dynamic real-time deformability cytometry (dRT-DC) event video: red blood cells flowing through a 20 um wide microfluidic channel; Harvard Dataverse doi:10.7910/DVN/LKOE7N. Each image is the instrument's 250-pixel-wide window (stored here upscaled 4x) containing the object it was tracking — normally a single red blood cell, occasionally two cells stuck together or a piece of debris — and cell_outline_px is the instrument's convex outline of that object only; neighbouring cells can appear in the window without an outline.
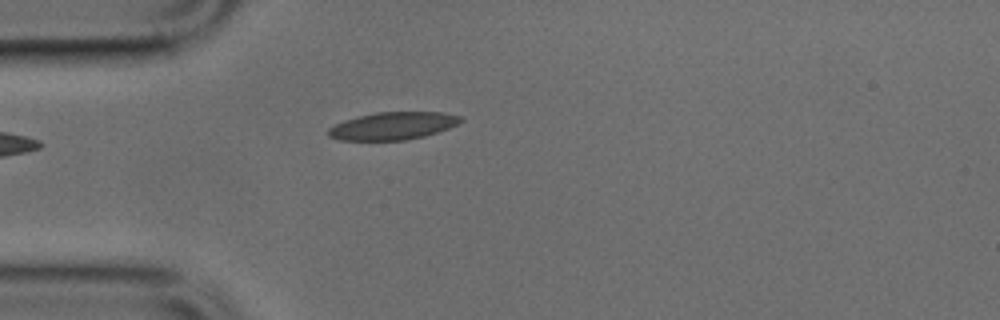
{"species": "common noctule bat (a hibernating species)", "species_latin": "Nyctalus noctula", "temperature_condition": "cold", "stored_images_in_passage": 37, "camera_frame_rate_fps": 3000, "um_per_image_px": 0.085, "animal": {"sex": "male", "body_mass_g": 17.9, "forearm_length_mm": 54.2}, "frame": {"image": 1, "passage_image": 1, "time_ms": 0.0, "image_size_px": [1000, 320], "cell_outline_px": [[464, 120], [448, 128], [424, 136], [404, 140], [340, 140], [328, 136], [328, 128], [344, 120], [376, 112], [444, 112], [464, 116]], "centroid_in_image_um": [33.42, 10.69], "position_along_channel_um": 51.6, "area_um2": 21.21}}
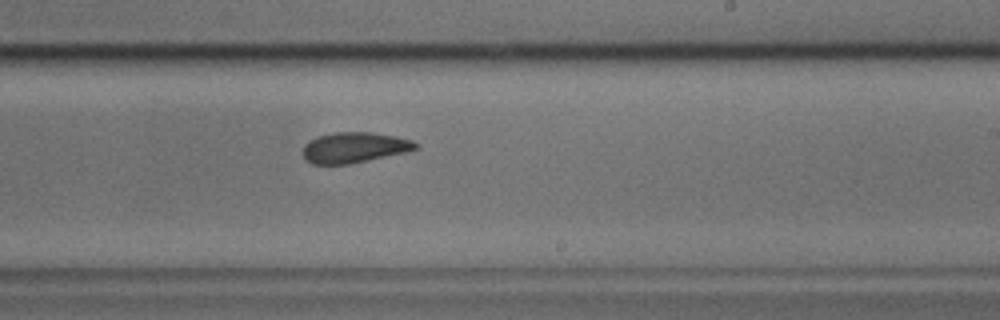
{"frame": {"image": 2, "passage_image": 17, "time_ms": 5.333, "image_size_px": [1000, 320], "cell_outline_px": [[420, 148], [408, 152], [348, 164], [312, 164], [304, 160], [304, 144], [308, 140], [316, 136], [332, 132], [372, 132], [396, 136], [412, 140], [420, 144]], "centroid_in_image_um": [30.14, 12.53], "position_along_channel_um": 258.9, "area_um2": 20.4}}
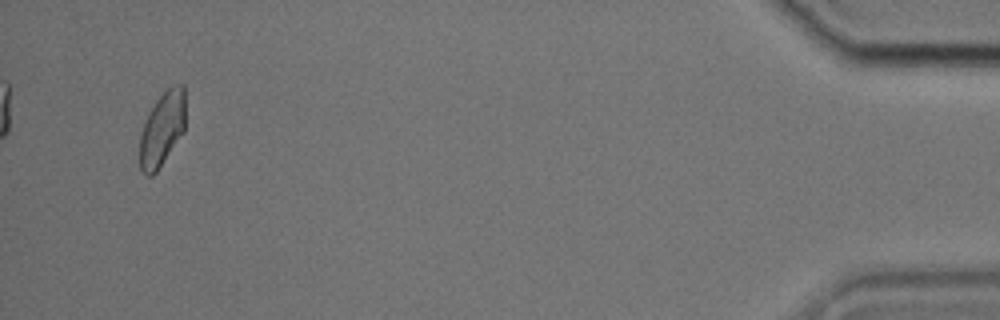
{"frame": {"image": 3, "passage_image": 35, "time_ms": 11.333, "image_size_px": [1000, 320], "cell_outline_px": [[184, 132], [156, 172], [152, 176], [148, 176], [140, 168], [140, 136], [144, 124], [156, 100], [168, 88], [176, 84], [184, 84]], "centroid_in_image_um": [13.79, 10.97], "position_along_channel_um": 421.4, "area_um2": 19.36}}